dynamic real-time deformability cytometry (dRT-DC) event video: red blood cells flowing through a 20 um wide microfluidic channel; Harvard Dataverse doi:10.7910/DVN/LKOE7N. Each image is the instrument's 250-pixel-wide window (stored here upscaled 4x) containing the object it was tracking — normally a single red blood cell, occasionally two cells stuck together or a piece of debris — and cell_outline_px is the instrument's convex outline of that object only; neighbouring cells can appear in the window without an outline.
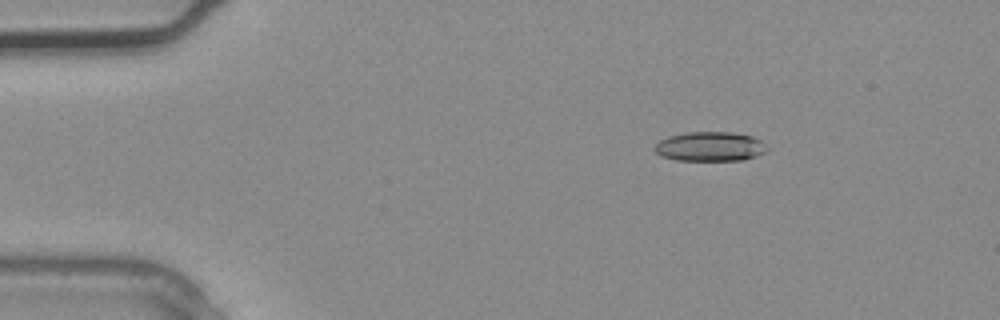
{"species": "common noctule bat (a hibernating species)", "species_latin": "Nyctalus noctula", "temperature_condition": "warm", "stored_images_in_passage": 2, "camera_frame_rate_fps": 3000, "um_per_image_px": 0.085, "animal": {"sex": "male", "body_mass_g": 20.4}, "frame": {"image": 1, "passage_image": 1, "time_ms": 0.0, "image_size_px": [1000, 320], "cell_outline_px": [[768, 148], [764, 152], [756, 156], [740, 160], [676, 160], [660, 156], [652, 148], [660, 140], [668, 136], [688, 132], [732, 132], [752, 136], [760, 140]], "centroid_in_image_um": [60.32, 12.45], "position_along_channel_um": 24.7, "area_um2": 19.25}}